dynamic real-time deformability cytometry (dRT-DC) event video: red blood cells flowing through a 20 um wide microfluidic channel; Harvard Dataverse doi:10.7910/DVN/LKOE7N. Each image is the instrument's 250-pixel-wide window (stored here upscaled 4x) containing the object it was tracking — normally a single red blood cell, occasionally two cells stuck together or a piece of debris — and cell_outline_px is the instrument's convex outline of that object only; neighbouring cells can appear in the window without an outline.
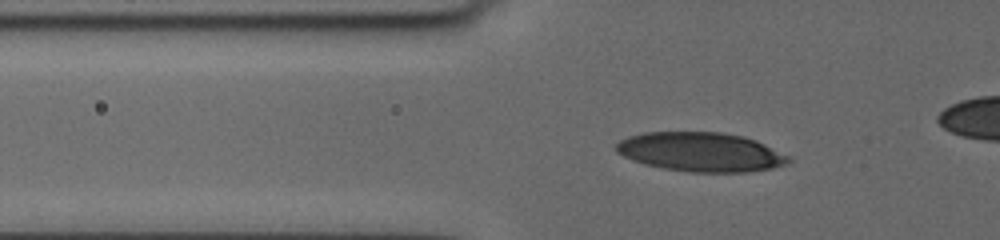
{"species": "human", "species_latin": "Homo sapiens", "temperature_condition": "cold", "stored_images_in_passage": 52, "camera_frame_rate_fps": 3000, "um_per_image_px": 0.085, "donor": {"sex": "female"}, "frame": {"image": 1, "passage_image": 20, "time_ms": 6.333, "image_size_px": [1000, 240], "cell_outline_px": [[792, 160], [784, 164], [772, 168], [748, 172], [688, 172], [664, 168], [644, 164], [632, 160], [616, 152], [616, 144], [620, 140], [628, 136], [644, 132], [724, 132], [744, 136], [756, 140], [792, 156]], "centroid_in_image_um": [59.59, 12.91], "position_along_channel_um": 66.2, "area_um2": 39.65}}
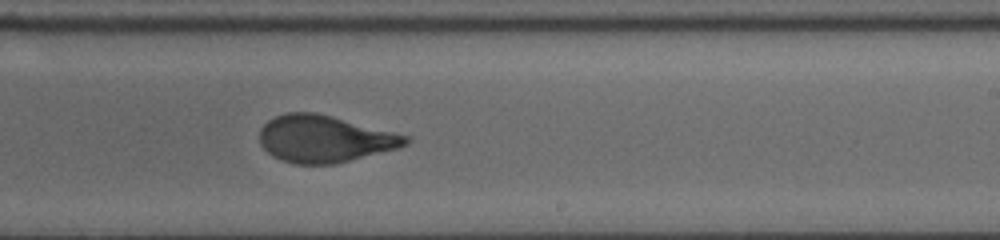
{"frame": {"image": 2, "passage_image": 37, "time_ms": 12.0, "image_size_px": [1000, 240], "cell_outline_px": [[412, 140], [408, 144], [400, 148], [332, 164], [296, 164], [280, 160], [272, 156], [260, 144], [260, 128], [268, 120], [276, 116], [288, 112], [316, 112], [412, 136]], "centroid_in_image_um": [27.62, 11.8], "position_along_channel_um": 261.4, "area_um2": 40.17}}
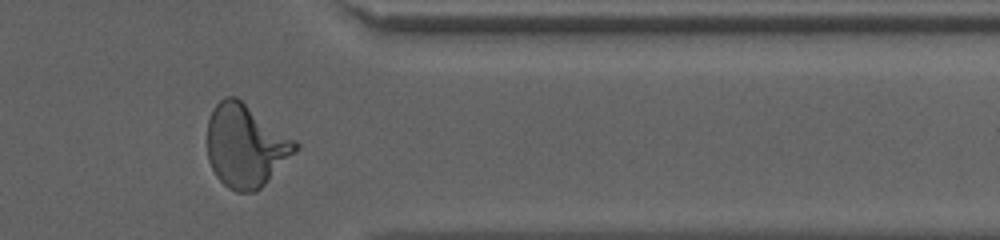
{"frame": {"image": 3, "passage_image": 48, "time_ms": 15.667, "image_size_px": [1000, 240], "cell_outline_px": [[300, 148], [256, 192], [236, 192], [228, 188], [216, 176], [208, 160], [208, 120], [212, 108], [224, 96], [236, 96], [296, 140], [300, 144]], "centroid_in_image_um": [20.88, 12.38], "position_along_channel_um": 390.5, "area_um2": 42.54}}